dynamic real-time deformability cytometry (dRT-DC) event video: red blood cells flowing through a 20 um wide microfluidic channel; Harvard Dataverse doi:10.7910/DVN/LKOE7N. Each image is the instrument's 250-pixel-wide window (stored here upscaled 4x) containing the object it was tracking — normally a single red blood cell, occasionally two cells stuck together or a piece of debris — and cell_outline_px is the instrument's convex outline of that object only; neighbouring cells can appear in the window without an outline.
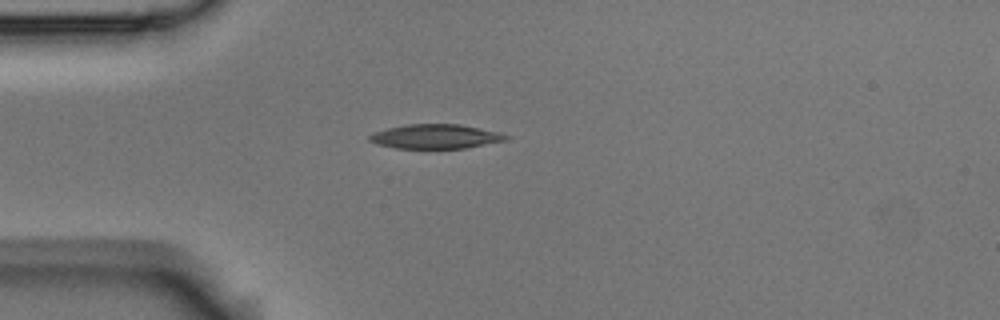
{"species": "Egyptian fruit bat (a non-hibernating species)", "species_latin": "Rousettus aegyptiacus", "temperature_condition": "room temperature", "stored_images_in_passage": 2, "camera_frame_rate_fps": 3000, "um_per_image_px": 0.085, "animal": {"sex": "male"}, "frame": {"image": 1, "passage_image": 1, "time_ms": 0.0, "image_size_px": [1000, 320], "cell_outline_px": [[512, 136], [504, 140], [464, 148], [396, 148], [376, 144], [368, 140], [368, 136], [376, 132], [388, 128], [408, 124], [460, 124], [500, 132]], "centroid_in_image_um": [37.02, 11.59], "position_along_channel_um": 48.0, "area_um2": 19.19}}